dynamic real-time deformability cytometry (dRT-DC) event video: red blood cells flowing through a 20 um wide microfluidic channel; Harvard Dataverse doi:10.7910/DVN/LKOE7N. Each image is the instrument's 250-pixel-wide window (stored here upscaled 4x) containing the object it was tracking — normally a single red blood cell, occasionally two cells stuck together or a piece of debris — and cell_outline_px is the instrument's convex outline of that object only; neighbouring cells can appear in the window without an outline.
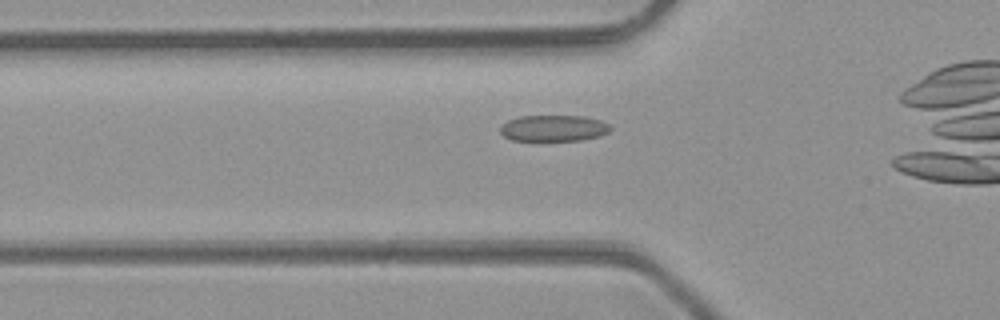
{"species": "common noctule bat (a hibernating species)", "species_latin": "Nyctalus noctula", "temperature_condition": "room temperature", "stored_images_in_passage": 34, "camera_frame_rate_fps": 3000, "um_per_image_px": 0.085, "animal": {"sex": "male", "body_mass_g": 23.1, "forearm_length_mm": 52.7}, "frame": {"image": 1, "passage_image": 6, "time_ms": 1.667, "image_size_px": [1000, 320], "cell_outline_px": [[612, 128], [608, 132], [600, 136], [580, 140], [512, 140], [504, 136], [500, 132], [500, 124], [508, 120], [520, 116], [584, 116], [600, 120], [608, 124]], "centroid_in_image_um": [47.04, 10.89], "position_along_channel_um": 78.8, "area_um2": 16.82}}
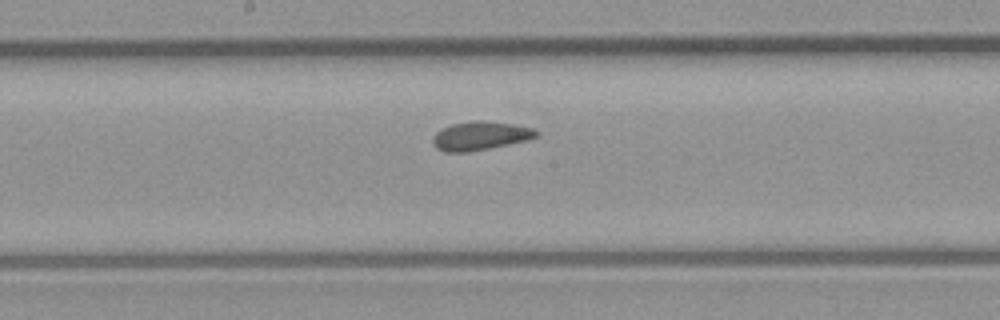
{"frame": {"image": 2, "passage_image": 15, "time_ms": 4.667, "image_size_px": [1000, 320], "cell_outline_px": [[540, 132], [536, 136], [528, 140], [468, 152], [444, 152], [436, 148], [432, 144], [432, 136], [440, 128], [452, 124], [472, 120], [484, 120], [512, 124], [532, 128]], "centroid_in_image_um": [40.77, 11.54], "position_along_channel_um": 207.4, "area_um2": 17.4}}
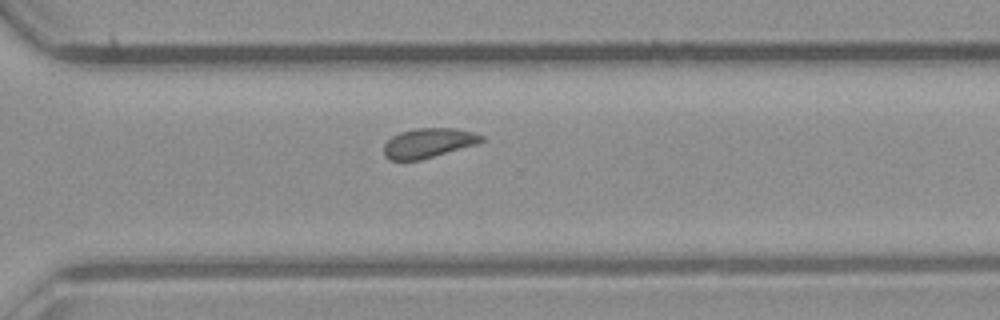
{"frame": {"image": 3, "passage_image": 24, "time_ms": 7.667, "image_size_px": [1000, 320], "cell_outline_px": [[484, 140], [476, 144], [420, 160], [388, 160], [384, 156], [384, 144], [392, 136], [400, 132], [416, 128], [456, 128], [472, 132], [484, 136]], "centroid_in_image_um": [36.39, 12.15], "position_along_channel_um": 334.2, "area_um2": 16.76}, "authors_computed_cell_mechanics": {"area_um2": 17.051, "velocity_mm_per_s": 4.2451, "shape_relaxation_time_tau1_ms": null, "shape_relaxation_time_tau2_ms": 1.6314, "deformation_change_tau1": null, "deformation_change_tau2": 0.0848}}